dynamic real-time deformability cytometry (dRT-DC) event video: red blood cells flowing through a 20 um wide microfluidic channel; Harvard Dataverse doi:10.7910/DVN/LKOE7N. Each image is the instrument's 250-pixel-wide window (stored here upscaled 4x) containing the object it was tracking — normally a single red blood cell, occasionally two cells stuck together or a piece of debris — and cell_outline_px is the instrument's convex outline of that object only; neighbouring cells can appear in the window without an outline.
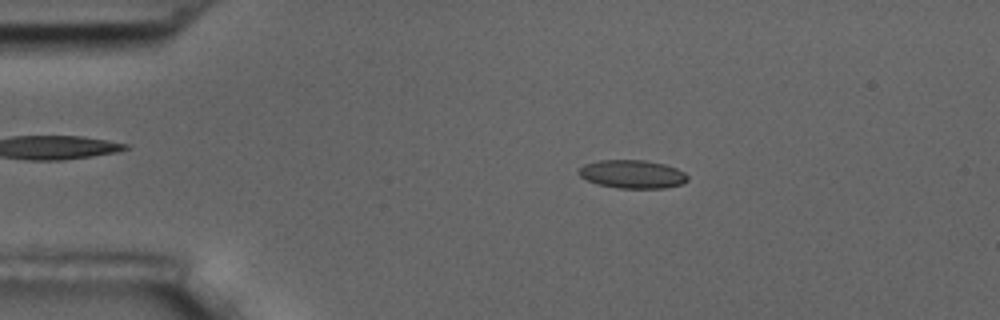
{"species": "common noctule bat (a hibernating species)", "species_latin": "Nyctalus noctula", "temperature_condition": "room temperature", "stored_images_in_passage": 6, "camera_frame_rate_fps": 3000, "um_per_image_px": 0.085, "animal": {"sex": "male", "body_mass_g": 17.5, "forearm_length_mm": 52.3}, "frame": {"image": 1, "passage_image": 3, "time_ms": 2.333, "image_size_px": [1000, 320], "cell_outline_px": [[688, 180], [684, 184], [664, 188], [616, 188], [596, 184], [580, 176], [576, 172], [584, 164], [600, 160], [644, 160], [664, 164], [676, 168], [684, 172], [688, 176]], "centroid_in_image_um": [53.75, 14.81], "position_along_channel_um": 31.2, "area_um2": 18.09}}
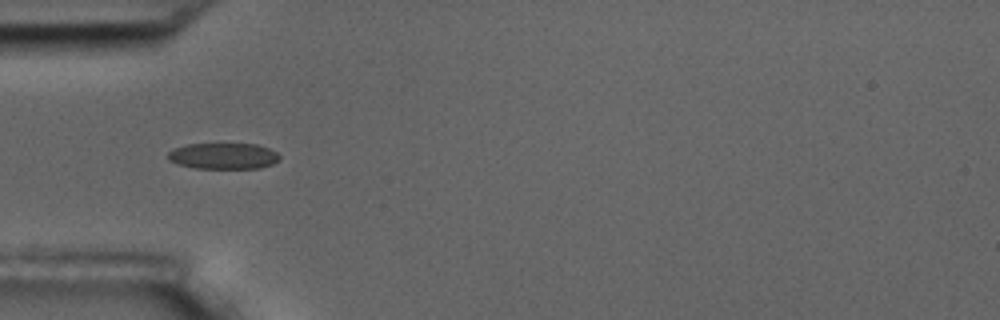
{"frame": {"image": 2, "passage_image": 5, "time_ms": 4.667, "image_size_px": [1000, 320], "cell_outline_px": [[280, 160], [272, 164], [260, 168], [196, 168], [176, 164], [168, 160], [168, 152], [172, 148], [188, 144], [256, 144], [268, 148], [276, 152], [280, 156]], "centroid_in_image_um": [18.97, 13.26], "position_along_channel_um": 66.0, "area_um2": 17.05}}